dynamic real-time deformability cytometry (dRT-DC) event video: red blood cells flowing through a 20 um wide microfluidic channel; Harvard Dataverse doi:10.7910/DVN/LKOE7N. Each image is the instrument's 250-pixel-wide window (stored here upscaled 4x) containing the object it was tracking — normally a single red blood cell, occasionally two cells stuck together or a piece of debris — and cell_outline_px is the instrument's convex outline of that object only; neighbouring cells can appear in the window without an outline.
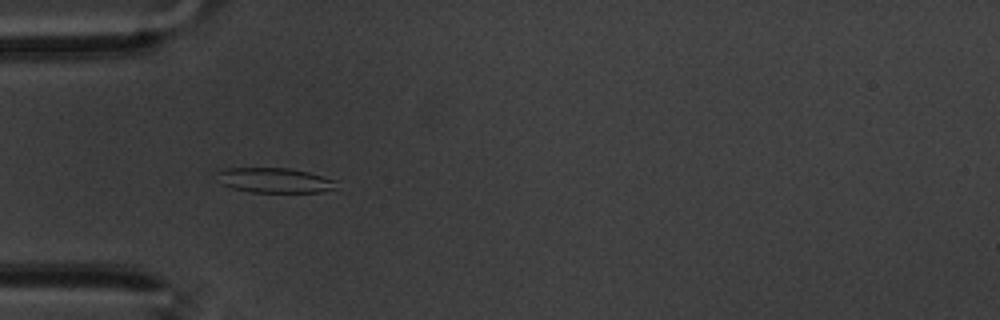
{"species": "common noctule bat (a hibernating species)", "species_latin": "Nyctalus noctula", "temperature_condition": "warm", "stored_images_in_passage": 51, "camera_frame_rate_fps": 3000, "um_per_image_px": 0.085, "animal": {"sex": "male", "body_mass_g": 20.1, "forearm_length_mm": 53.5}, "frame": {"image": 1, "passage_image": 18, "time_ms": 5.667, "image_size_px": [1000, 320], "cell_outline_px": [[336, 180], [332, 188], [320, 192], [252, 192], [232, 188], [220, 184], [216, 172], [228, 168], [288, 168], [308, 172]], "centroid_in_image_um": [23.27, 15.32], "position_along_channel_um": 61.7, "area_um2": 17.11}}
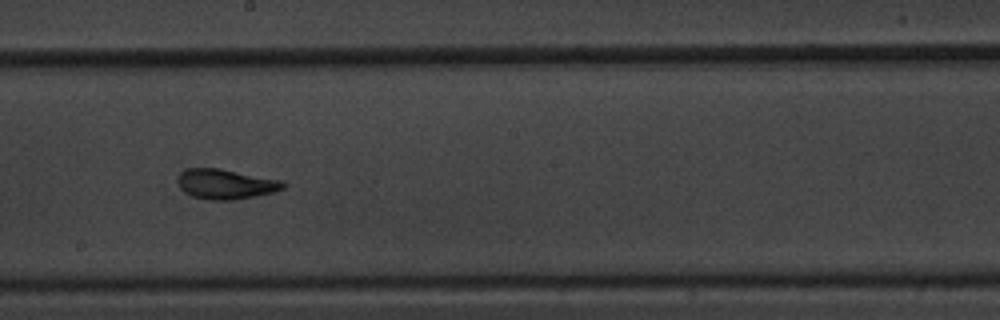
{"frame": {"image": 2, "passage_image": 33, "time_ms": 10.667, "image_size_px": [1000, 320], "cell_outline_px": [[288, 184], [284, 188], [272, 192], [256, 196], [232, 200], [208, 200], [192, 196], [184, 192], [180, 188], [176, 180], [180, 172], [188, 168], [220, 168], [284, 180]], "centroid_in_image_um": [19.19, 15.64], "position_along_channel_um": 229.0, "area_um2": 18.73}}
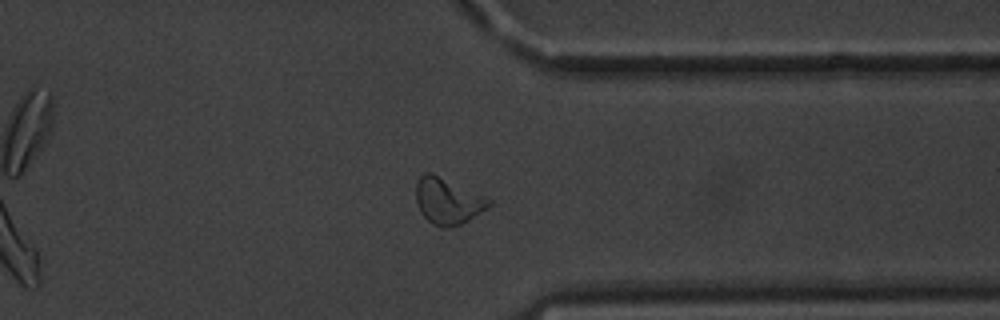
{"frame": {"image": 3, "passage_image": 46, "time_ms": 15.0, "image_size_px": [1000, 320], "cell_outline_px": [[492, 204], [488, 208], [468, 220], [460, 224], [444, 228], [432, 224], [420, 212], [416, 204], [416, 180], [424, 172], [432, 172], [492, 200]], "centroid_in_image_um": [38.03, 17.08], "position_along_channel_um": 373.4, "area_um2": 19.59}, "authors_computed_cell_mechanics": {"area_um2": 18.1492, "velocity_mm_per_s": 3.3902, "shape_relaxation_time_tau1_ms": 4.5319, "shape_relaxation_time_tau2_ms": 1.7072, "deformation_change_tau1": 0.1525, "deformation_change_tau2": 0.0819}}